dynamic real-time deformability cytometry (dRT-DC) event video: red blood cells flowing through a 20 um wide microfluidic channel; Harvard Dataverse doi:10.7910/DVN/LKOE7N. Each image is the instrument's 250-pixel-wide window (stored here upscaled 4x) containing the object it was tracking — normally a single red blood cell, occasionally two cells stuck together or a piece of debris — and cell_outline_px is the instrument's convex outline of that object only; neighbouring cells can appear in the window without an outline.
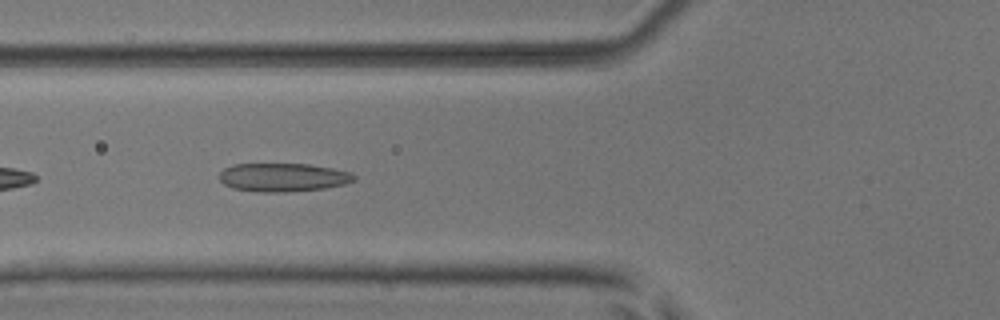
{"species": "common noctule bat (a hibernating species)", "species_latin": "Nyctalus noctula", "temperature_condition": "room temperature", "stored_images_in_passage": 37, "camera_frame_rate_fps": 3000, "um_per_image_px": 0.085, "animal": {"sex": "male", "body_mass_g": 17.9, "forearm_length_mm": 54.2}, "frame": {"image": 1, "passage_image": 5, "time_ms": 1.333, "image_size_px": [1000, 320], "cell_outline_px": [[356, 180], [344, 184], [324, 188], [284, 192], [260, 192], [232, 188], [224, 184], [220, 180], [220, 172], [224, 168], [232, 164], [308, 164], [332, 168], [352, 172], [356, 176]], "centroid_in_image_um": [24.06, 15.07], "position_along_channel_um": 101.7, "area_um2": 22.37}}
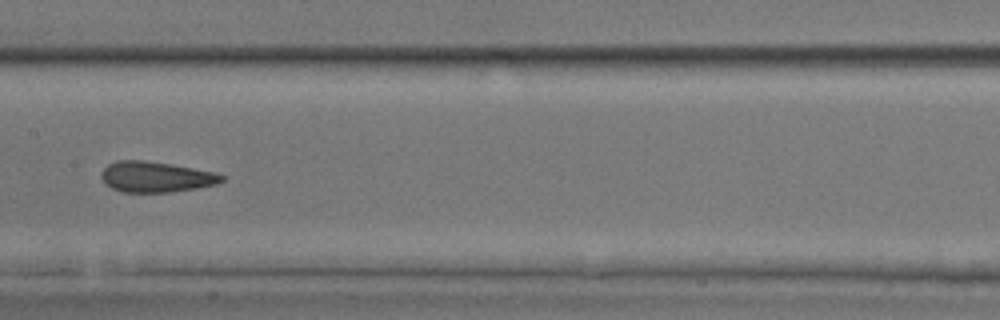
{"frame": {"image": 2, "passage_image": 12, "time_ms": 3.667, "image_size_px": [1000, 320], "cell_outline_px": [[224, 180], [216, 184], [196, 188], [168, 192], [124, 192], [112, 188], [104, 184], [100, 176], [104, 168], [108, 164], [116, 160], [144, 160], [216, 172], [224, 176]], "centroid_in_image_um": [13.22, 15.03], "position_along_channel_um": 194.2, "area_um2": 21.39}}
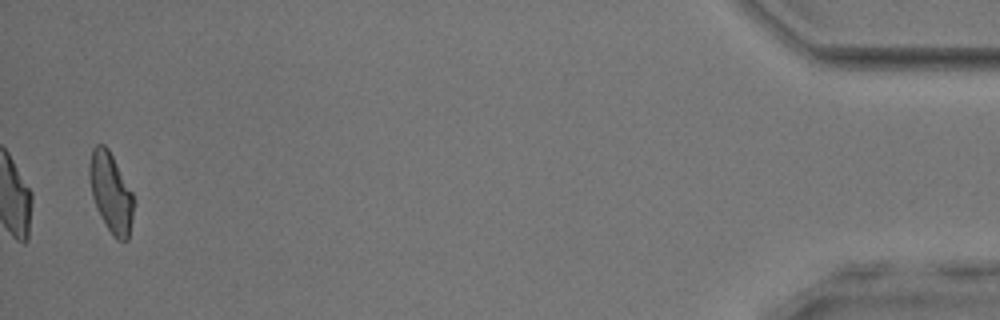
{"frame": {"image": 3, "passage_image": 36, "time_ms": 11.667, "image_size_px": [1000, 320], "cell_outline_px": [[136, 204], [128, 240], [116, 240], [112, 236], [100, 216], [96, 208], [92, 196], [88, 180], [88, 164], [92, 148], [96, 144], [104, 144], [108, 148], [132, 192]], "centroid_in_image_um": [9.42, 16.38], "position_along_channel_um": 425.8, "area_um2": 21.04}, "authors_computed_cell_mechanics": {"area_um2": 21.386, "velocity_mm_per_s": 3.9625, "shape_relaxation_time_tau1_ms": 5.9503, "shape_relaxation_time_tau2_ms": 1.7799, "deformation_change_tau1": 0.1491, "deformation_change_tau2": 0.1105}}